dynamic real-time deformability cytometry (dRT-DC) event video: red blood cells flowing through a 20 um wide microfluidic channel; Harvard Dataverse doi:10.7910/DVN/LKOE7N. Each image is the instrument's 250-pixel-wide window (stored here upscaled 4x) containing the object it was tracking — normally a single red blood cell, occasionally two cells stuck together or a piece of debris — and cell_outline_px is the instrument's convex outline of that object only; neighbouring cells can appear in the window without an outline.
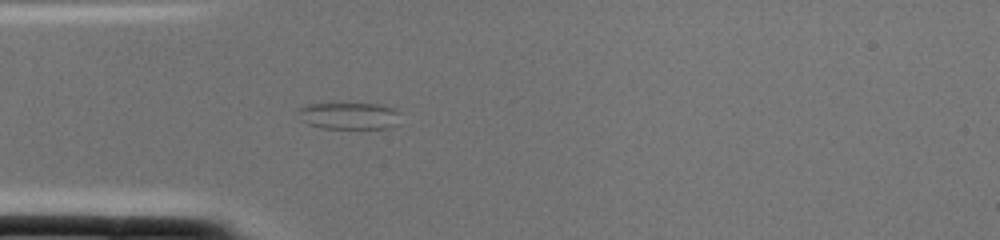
{"species": "common noctule bat (a hibernating species)", "species_latin": "Nyctalus noctula", "temperature_condition": "cold", "stored_images_in_passage": 2, "camera_frame_rate_fps": 3000, "um_per_image_px": 0.085, "animal": {"sex": "female", "body_mass_g": 22.0, "forearm_length_mm": 56.7}, "frame": {"image": 1, "passage_image": 2, "time_ms": 0.333, "image_size_px": [1000, 240], "cell_outline_px": [[400, 124], [388, 128], [324, 128], [308, 124], [300, 120], [296, 112], [296, 108], [308, 104], [380, 104], [392, 108], [400, 112]], "centroid_in_image_um": [29.67, 9.85], "position_along_channel_um": 55.3, "area_um2": 16.24}}